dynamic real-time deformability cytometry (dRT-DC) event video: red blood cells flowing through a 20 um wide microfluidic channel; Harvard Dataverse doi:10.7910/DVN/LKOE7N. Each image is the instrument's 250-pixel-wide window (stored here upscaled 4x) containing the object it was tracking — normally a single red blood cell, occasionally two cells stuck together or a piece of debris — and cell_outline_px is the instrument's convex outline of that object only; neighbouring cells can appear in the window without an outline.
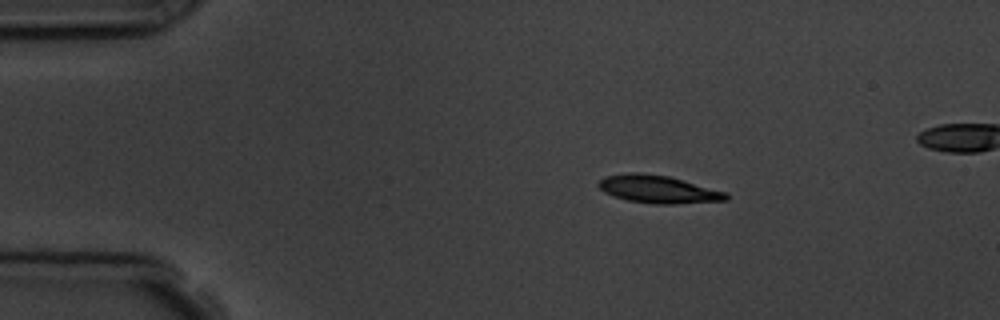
{"species": "common noctule bat (a hibernating species)", "species_latin": "Nyctalus noctula", "temperature_condition": "room temperature", "stored_images_in_passage": 4, "camera_frame_rate_fps": 3000, "um_per_image_px": 0.085, "animal": {"sex": "male", "body_mass_g": 19.5, "forearm_length_mm": 54.6}, "frame": {"image": 1, "passage_image": 1, "time_ms": 0.0, "image_size_px": [1000, 320], "cell_outline_px": [[728, 200], [676, 204], [652, 204], [628, 200], [604, 192], [596, 184], [604, 176], [632, 172], [636, 172], [668, 176], [728, 192]], "centroid_in_image_um": [55.96, 16.09], "position_along_channel_um": 29.0, "area_um2": 20.58}}